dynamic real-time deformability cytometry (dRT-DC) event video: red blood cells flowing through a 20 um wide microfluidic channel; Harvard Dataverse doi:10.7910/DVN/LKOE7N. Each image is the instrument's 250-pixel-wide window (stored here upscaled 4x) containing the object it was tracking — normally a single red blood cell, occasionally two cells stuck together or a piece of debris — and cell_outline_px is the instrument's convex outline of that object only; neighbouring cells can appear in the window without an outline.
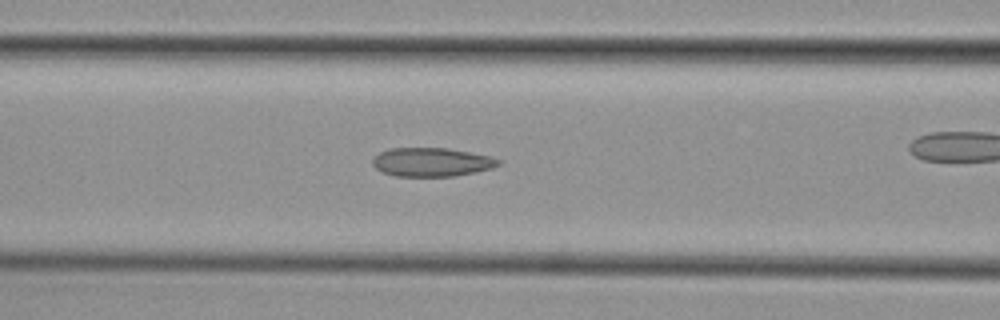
{"species": "common noctule bat (a hibernating species)", "species_latin": "Nyctalus noctula", "temperature_condition": "cold", "stored_images_in_passage": 24, "camera_frame_rate_fps": 3000, "um_per_image_px": 0.085, "animal": {"sex": "female", "body_mass_g": 29.2, "forearm_length_mm": 56.3}, "frame": {"image": 1, "passage_image": 3, "time_ms": 0.667, "image_size_px": [1000, 320], "cell_outline_px": [[500, 164], [492, 168], [452, 176], [396, 176], [384, 172], [376, 168], [372, 164], [372, 160], [380, 152], [392, 148], [448, 148], [492, 156], [500, 160]], "centroid_in_image_um": [36.7, 13.77], "position_along_channel_um": 129.9, "area_um2": 20.87}}
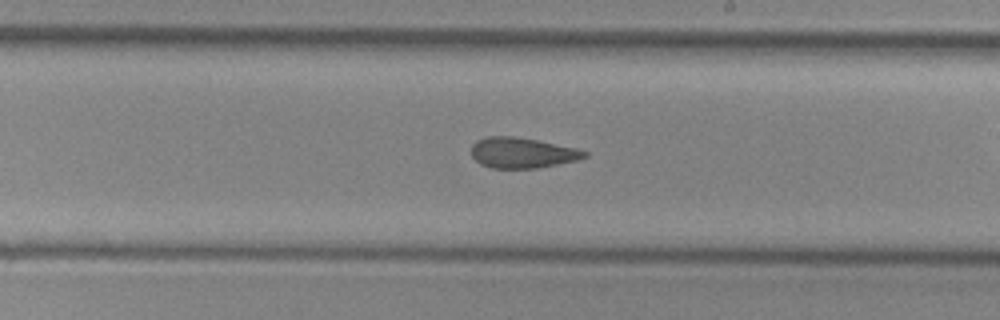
{"frame": {"image": 2, "passage_image": 12, "time_ms": 3.667, "image_size_px": [1000, 320], "cell_outline_px": [[588, 156], [576, 160], [536, 168], [492, 168], [480, 164], [472, 156], [472, 144], [476, 140], [488, 136], [512, 136], [536, 140], [576, 148], [588, 152]], "centroid_in_image_um": [44.36, 12.98], "position_along_channel_um": 244.6, "area_um2": 19.94}}
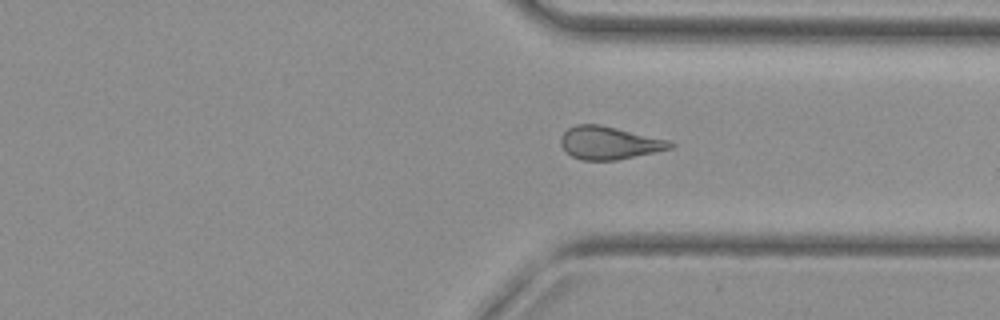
{"frame": {"image": 3, "passage_image": 21, "time_ms": 6.667, "image_size_px": [1000, 320], "cell_outline_px": [[676, 144], [672, 148], [616, 160], [580, 160], [572, 156], [560, 144], [560, 136], [568, 128], [576, 124], [600, 124], [672, 140]], "centroid_in_image_um": [51.8, 12.13], "position_along_channel_um": 359.6, "area_um2": 21.1}}